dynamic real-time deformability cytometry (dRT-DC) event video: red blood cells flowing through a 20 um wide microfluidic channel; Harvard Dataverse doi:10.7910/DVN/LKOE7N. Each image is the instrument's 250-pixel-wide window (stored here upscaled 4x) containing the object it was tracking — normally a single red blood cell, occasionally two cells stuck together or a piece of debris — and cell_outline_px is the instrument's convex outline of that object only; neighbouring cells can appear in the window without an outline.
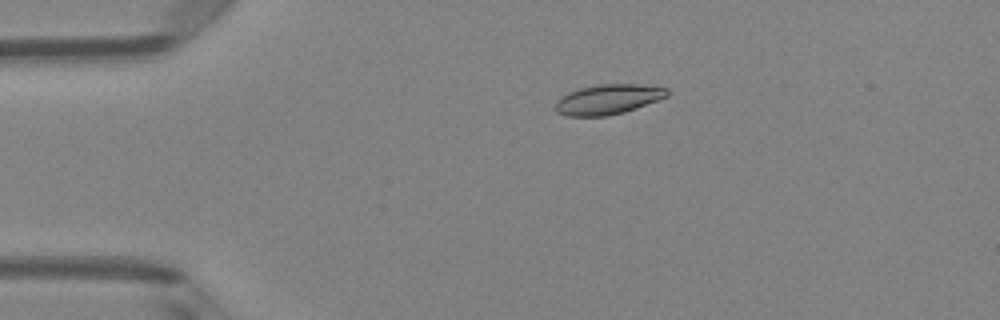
{"species": "Egyptian fruit bat (a non-hibernating species)", "species_latin": "Rousettus aegyptiacus", "temperature_condition": "room temperature", "stored_images_in_passage": 4, "camera_frame_rate_fps": 3000, "um_per_image_px": 0.085, "animal": {"sex": "female"}, "frame": {"image": 1, "passage_image": 3, "time_ms": 0.667, "image_size_px": [1000, 320], "cell_outline_px": [[668, 96], [636, 108], [624, 112], [604, 116], [568, 116], [556, 112], [552, 108], [556, 100], [560, 96], [568, 92], [580, 88], [600, 84], [640, 84], [668, 88]], "centroid_in_image_um": [51.63, 8.44], "position_along_channel_um": 33.4, "area_um2": 19.65}}